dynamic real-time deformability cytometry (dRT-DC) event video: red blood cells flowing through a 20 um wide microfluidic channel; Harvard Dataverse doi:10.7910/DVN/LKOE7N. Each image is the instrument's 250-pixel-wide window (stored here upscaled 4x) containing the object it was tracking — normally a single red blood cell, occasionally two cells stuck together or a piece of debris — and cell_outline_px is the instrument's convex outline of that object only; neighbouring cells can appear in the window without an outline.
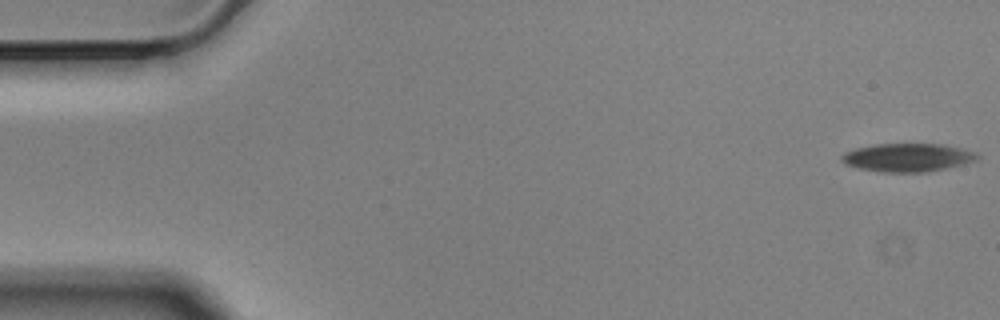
{"species": "Egyptian fruit bat (a non-hibernating species)", "species_latin": "Rousettus aegyptiacus", "temperature_condition": "cold", "stored_images_in_passage": 57, "camera_frame_rate_fps": 3000, "um_per_image_px": 0.085, "animal": {"sex": "male"}, "frame": {"image": 1, "passage_image": 1, "time_ms": 0.0, "image_size_px": [1000, 320], "cell_outline_px": [[980, 156], [976, 160], [964, 164], [924, 172], [876, 172], [856, 168], [844, 164], [840, 160], [840, 156], [844, 152], [856, 148], [876, 144], [944, 144], [976, 152]], "centroid_in_image_um": [77.09, 13.39], "position_along_channel_um": 7.9, "area_um2": 22.48}}
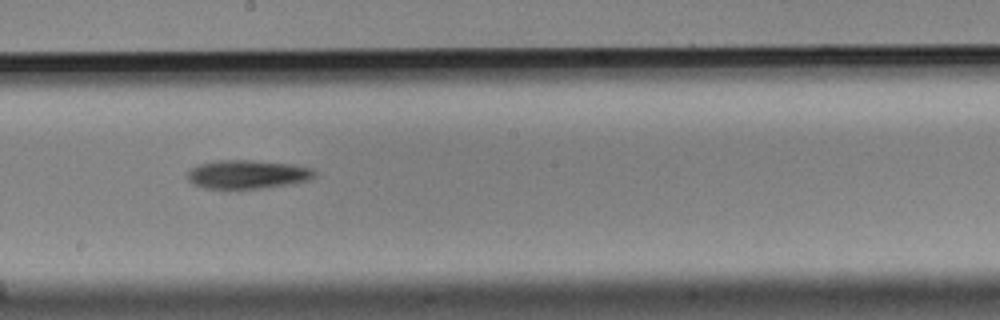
{"frame": {"image": 2, "passage_image": 31, "time_ms": 10.0, "image_size_px": [1000, 320], "cell_outline_px": [[316, 176], [308, 180], [288, 184], [260, 188], [204, 188], [188, 180], [188, 172], [192, 168], [200, 164], [216, 160], [252, 160], [296, 164], [312, 168], [316, 172]], "centroid_in_image_um": [21.08, 14.8], "position_along_channel_um": 227.1, "area_um2": 21.1}}
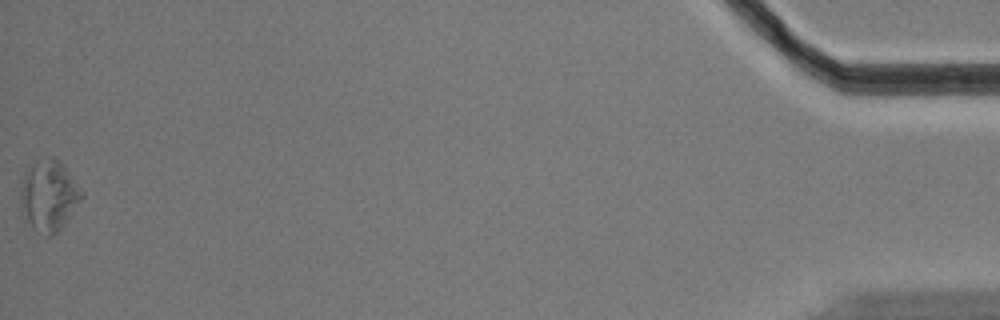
{"frame": {"image": 3, "passage_image": 57, "time_ms": 18.667, "image_size_px": [1000, 320], "cell_outline_px": [[84, 196], [60, 228], [52, 236], [44, 236], [36, 232], [24, 224], [20, 208], [20, 188], [24, 172], [36, 160], [48, 156], [52, 156], [60, 160], [64, 164], [84, 192]], "centroid_in_image_um": [4.1, 16.63], "position_along_channel_um": 431.1, "area_um2": 26.01}, "authors_computed_cell_mechanics": {"area_um2": 21.7328, "velocity_mm_per_s": 3.4922, "shape_relaxation_time_tau1_ms": 2.1833, "shape_relaxation_time_tau2_ms": null, "deformation_change_tau1": 0.0855, "deformation_change_tau2": null}}